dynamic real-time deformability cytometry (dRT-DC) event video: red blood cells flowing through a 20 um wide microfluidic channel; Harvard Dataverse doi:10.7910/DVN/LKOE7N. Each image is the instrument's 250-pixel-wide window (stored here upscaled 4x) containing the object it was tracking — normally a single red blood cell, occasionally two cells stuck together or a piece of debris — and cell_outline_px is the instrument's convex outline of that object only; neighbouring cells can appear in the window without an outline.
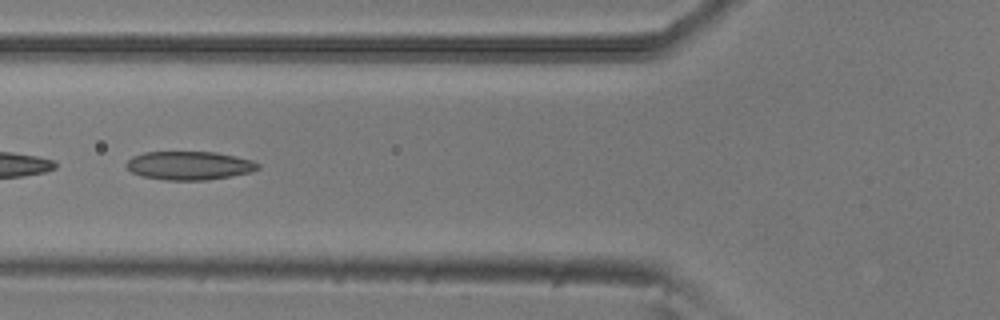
{"species": "common noctule bat (a hibernating species)", "species_latin": "Nyctalus noctula", "temperature_condition": "room temperature", "stored_images_in_passage": 8, "camera_frame_rate_fps": 3000, "um_per_image_px": 0.085, "animal": {"sex": "male", "body_mass_g": 20.5, "forearm_length_mm": 52.5}, "frame": {"image": 1, "passage_image": 5, "time_ms": 1.333, "image_size_px": [1000, 320], "cell_outline_px": [[260, 168], [248, 172], [232, 176], [204, 180], [168, 180], [144, 176], [132, 172], [124, 164], [132, 156], [144, 152], [216, 152], [236, 156], [252, 160], [260, 164]], "centroid_in_image_um": [16.09, 14.06], "position_along_channel_um": 109.7, "area_um2": 21.79}}
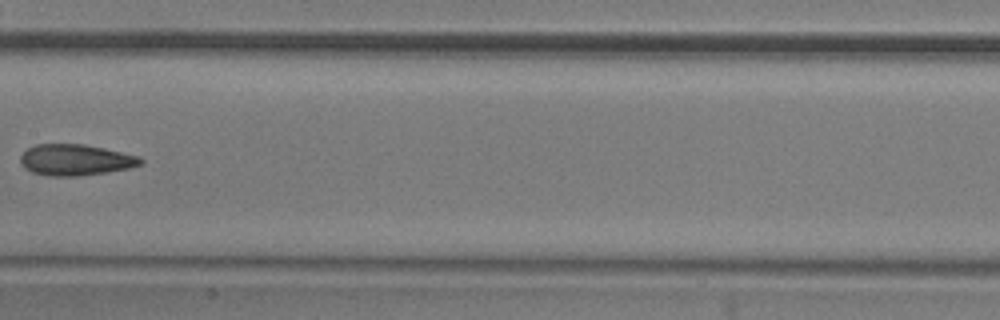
{"frame": {"image": 2, "passage_image": 7, "time_ms": 2.0, "image_size_px": [1000, 320], "cell_outline_px": [[144, 160], [140, 164], [128, 168], [108, 172], [76, 176], [48, 176], [32, 172], [24, 168], [20, 160], [20, 156], [28, 148], [36, 144], [84, 144], [104, 148], [140, 156]], "centroid_in_image_um": [6.41, 13.59], "position_along_channel_um": 201.0, "area_um2": 21.79}}
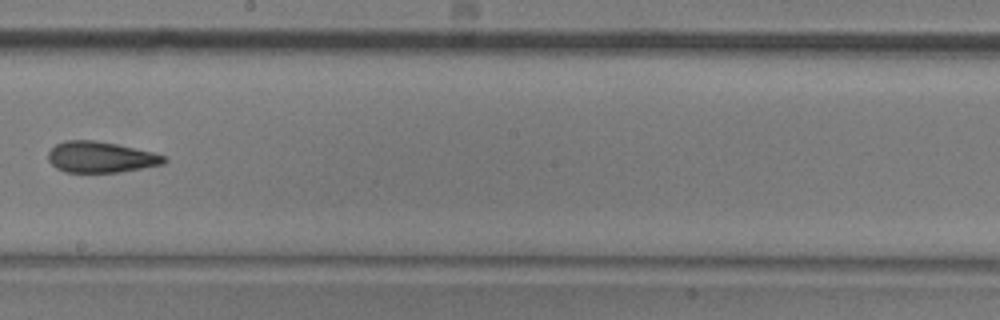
{"frame": {"image": 3, "passage_image": 8, "time_ms": 2.333, "image_size_px": [1000, 320], "cell_outline_px": [[168, 160], [164, 164], [120, 172], [64, 172], [56, 168], [48, 160], [48, 152], [56, 144], [64, 140], [96, 140], [116, 144], [152, 152], [164, 156]], "centroid_in_image_um": [8.54, 13.35], "position_along_channel_um": 239.7, "area_um2": 20.92}}